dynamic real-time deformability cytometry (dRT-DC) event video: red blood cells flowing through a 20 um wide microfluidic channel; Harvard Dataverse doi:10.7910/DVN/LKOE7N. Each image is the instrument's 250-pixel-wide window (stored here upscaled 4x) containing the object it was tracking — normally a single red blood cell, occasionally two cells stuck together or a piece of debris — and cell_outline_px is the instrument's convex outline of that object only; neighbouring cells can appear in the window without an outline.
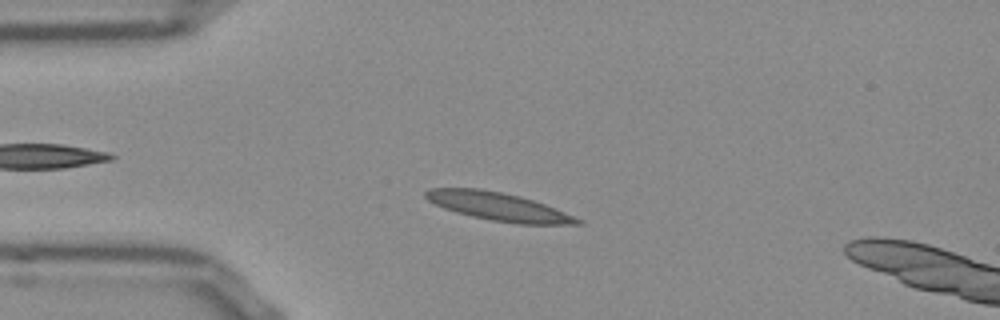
{"species": "Egyptian fruit bat (a non-hibernating species)", "species_latin": "Rousettus aegyptiacus", "temperature_condition": "room temperature", "stored_images_in_passage": 51, "camera_frame_rate_fps": 3000, "um_per_image_px": 0.085, "frame": {"image": 1, "passage_image": 10, "time_ms": 3.0, "image_size_px": [1000, 320], "cell_outline_px": [[584, 224], [516, 224], [492, 220], [472, 216], [456, 212], [444, 208], [428, 200], [424, 196], [424, 192], [432, 188], [480, 188], [520, 196], [544, 204], [584, 220]], "centroid_in_image_um": [42.37, 17.56], "position_along_channel_um": 42.6, "area_um2": 24.68}}
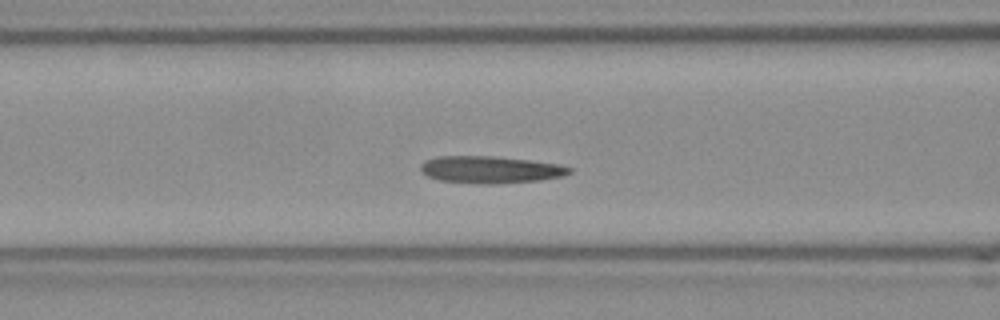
{"frame": {"image": 2, "passage_image": 18, "time_ms": 5.667, "image_size_px": [1000, 320], "cell_outline_px": [[572, 172], [560, 176], [540, 180], [492, 184], [480, 184], [440, 180], [428, 176], [420, 168], [420, 164], [424, 160], [440, 156], [492, 156], [528, 160], [556, 164], [572, 168]], "centroid_in_image_um": [41.65, 14.42], "position_along_channel_um": 125.0, "area_um2": 23.24}}
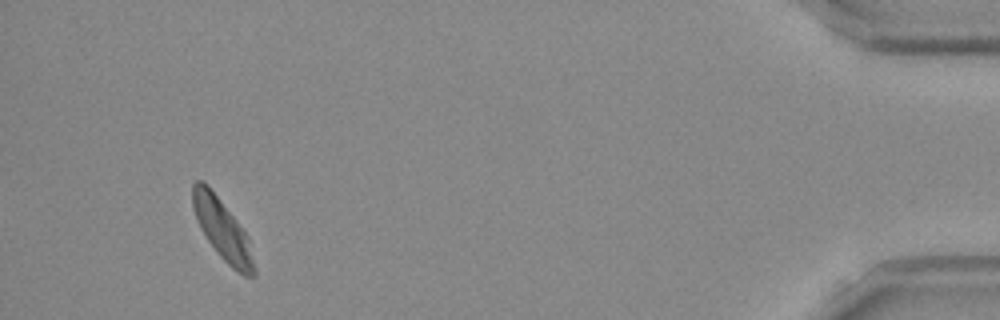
{"frame": {"image": 3, "passage_image": 47, "time_ms": 15.333, "image_size_px": [1000, 320], "cell_outline_px": [[256, 276], [244, 276], [232, 268], [220, 256], [208, 240], [200, 228], [192, 204], [192, 184], [196, 180], [204, 180], [208, 184], [244, 232], [248, 240], [256, 268]], "centroid_in_image_um": [18.89, 19.51], "position_along_channel_um": 416.3, "area_um2": 21.21}, "authors_computed_cell_mechanics": {"area_um2": 22.8888, "velocity_mm_per_s": 3.7901, "shape_relaxation_time_tau1_ms": 6.0191, "shape_relaxation_time_tau2_ms": 1.877, "deformation_change_tau1": 0.1729, "deformation_change_tau2": 0.0982}}